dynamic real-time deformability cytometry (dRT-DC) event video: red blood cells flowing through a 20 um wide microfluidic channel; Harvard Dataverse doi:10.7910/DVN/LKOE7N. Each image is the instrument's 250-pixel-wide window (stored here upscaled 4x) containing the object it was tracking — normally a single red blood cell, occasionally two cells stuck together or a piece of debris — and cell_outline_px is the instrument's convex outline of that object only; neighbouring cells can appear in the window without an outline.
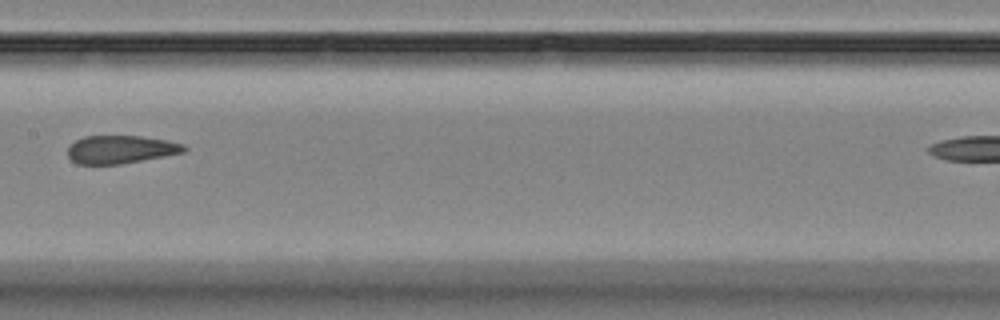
{"species": "Egyptian fruit bat (a non-hibernating species)", "species_latin": "Rousettus aegyptiacus", "temperature_condition": "room temperature", "stored_images_in_passage": 14, "camera_frame_rate_fps": 3000, "um_per_image_px": 0.085, "animal": {"sex": "female"}, "frame": {"image": 1, "passage_image": 8, "time_ms": 9.333, "image_size_px": [1000, 320], "cell_outline_px": [[188, 148], [184, 152], [164, 156], [120, 164], [76, 164], [68, 156], [68, 148], [76, 140], [84, 136], [140, 136], [168, 140], [184, 144]], "centroid_in_image_um": [10.27, 12.7], "position_along_channel_um": 197.1, "area_um2": 18.96}}
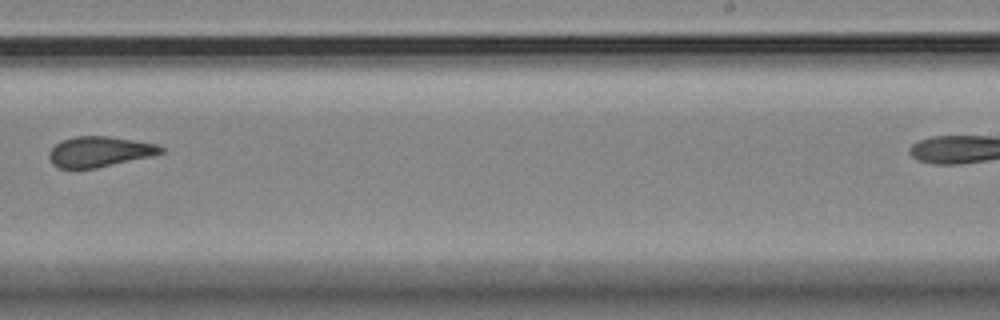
{"frame": {"image": 2, "passage_image": 10, "time_ms": 11.667, "image_size_px": [1000, 320], "cell_outline_px": [[164, 152], [152, 156], [96, 168], [60, 168], [52, 164], [48, 156], [48, 152], [60, 140], [76, 136], [108, 136], [156, 144], [164, 148]], "centroid_in_image_um": [8.43, 12.89], "position_along_channel_um": 280.6, "area_um2": 19.77}}
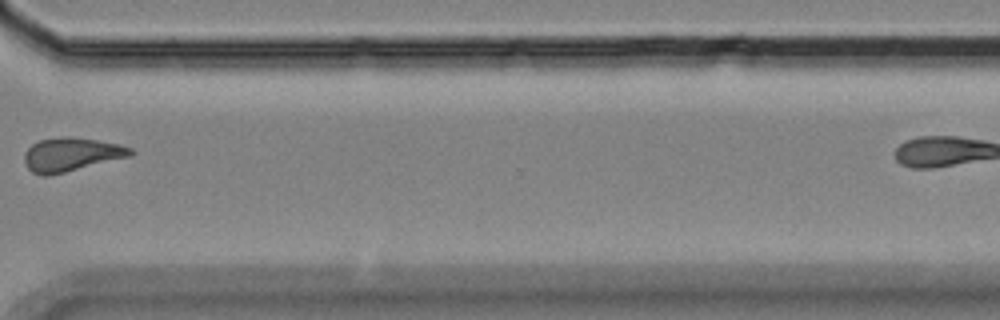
{"frame": {"image": 3, "passage_image": 12, "time_ms": 14.0, "image_size_px": [1000, 320], "cell_outline_px": [[136, 152], [132, 156], [48, 176], [40, 176], [32, 172], [28, 168], [24, 160], [24, 156], [28, 148], [32, 144], [40, 140], [64, 136], [68, 136], [96, 140], [120, 144], [132, 148]], "centroid_in_image_um": [6.08, 13.13], "position_along_channel_um": 364.5, "area_um2": 20.87}}